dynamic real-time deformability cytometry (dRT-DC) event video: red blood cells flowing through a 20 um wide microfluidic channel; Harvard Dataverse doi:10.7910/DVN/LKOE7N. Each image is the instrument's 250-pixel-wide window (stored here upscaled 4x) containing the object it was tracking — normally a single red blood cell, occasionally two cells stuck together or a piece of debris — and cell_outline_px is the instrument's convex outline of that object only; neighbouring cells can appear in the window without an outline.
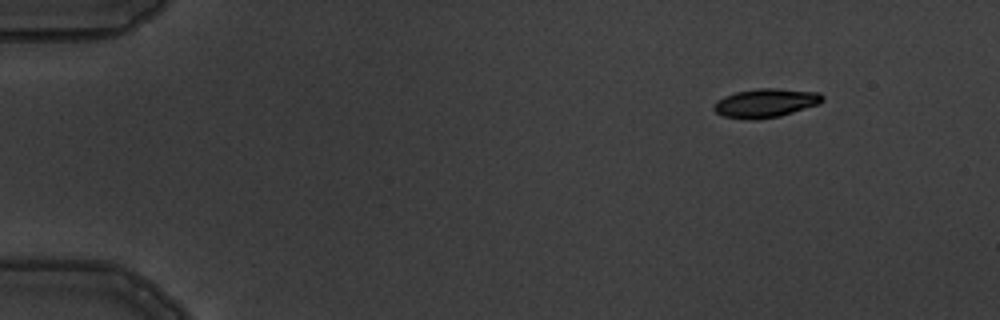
{"species": "common noctule bat (a hibernating species)", "species_latin": "Nyctalus noctula", "temperature_condition": "warm", "stored_images_in_passage": 6, "segment_of_instrument_passage": [1, 2], "camera_frame_rate_fps": 3000, "um_per_image_px": 0.085, "animal": {"sex": "male", "body_mass_g": 19.5, "forearm_length_mm": 54.6}, "frame": {"image": 1, "passage_image": 2, "time_ms": 1.0, "image_size_px": [1000, 320], "cell_outline_px": [[824, 100], [820, 104], [780, 116], [756, 120], [748, 120], [724, 116], [716, 112], [712, 108], [716, 100], [724, 96], [736, 92], [756, 88], [776, 88], [820, 92], [824, 96]], "centroid_in_image_um": [65.09, 8.75], "position_along_channel_um": 19.9, "area_um2": 18.5}}
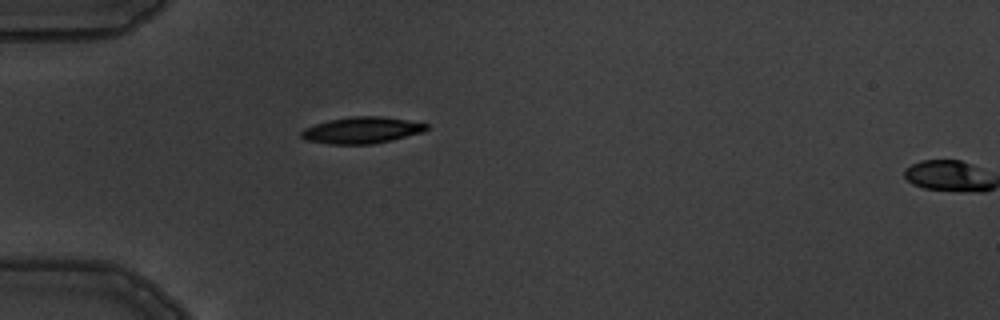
{"frame": {"image": 2, "passage_image": 5, "time_ms": 4.333, "image_size_px": [1000, 320], "cell_outline_px": [[428, 128], [424, 132], [372, 144], [332, 144], [308, 140], [300, 136], [300, 132], [304, 128], [328, 120], [352, 116], [384, 116], [428, 124]], "centroid_in_image_um": [30.75, 11.06], "position_along_channel_um": 54.2, "area_um2": 19.13}}